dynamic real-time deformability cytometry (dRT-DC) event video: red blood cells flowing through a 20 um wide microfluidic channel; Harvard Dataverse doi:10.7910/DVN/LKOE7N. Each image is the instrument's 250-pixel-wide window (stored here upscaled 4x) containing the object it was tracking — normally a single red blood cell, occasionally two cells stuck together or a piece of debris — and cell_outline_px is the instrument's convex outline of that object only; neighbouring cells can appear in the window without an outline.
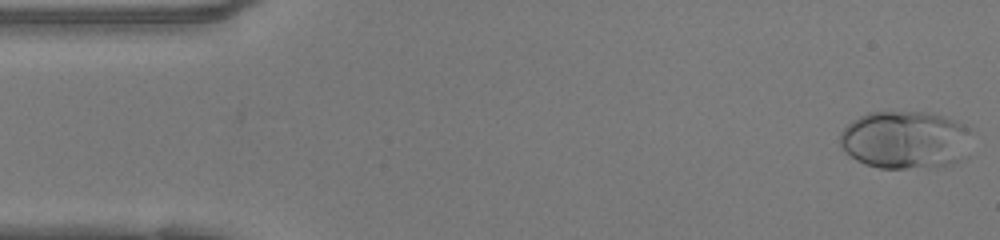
{"species": "human", "species_latin": "Homo sapiens", "temperature_condition": "warm", "stored_images_in_passage": 48, "camera_frame_rate_fps": 3000, "um_per_image_px": 0.085, "donor": {"sex": "female"}, "frame": {"image": 1, "passage_image": 1, "time_ms": 0.0, "image_size_px": [1000, 240], "cell_outline_px": [[972, 128], [960, 160], [952, 164], [904, 168], [880, 168], [864, 164], [856, 160], [840, 144], [840, 132], [852, 120], [868, 112], [928, 112], [956, 120]], "centroid_in_image_um": [76.91, 11.86], "position_along_channel_um": 8.1, "area_um2": 43.99}}
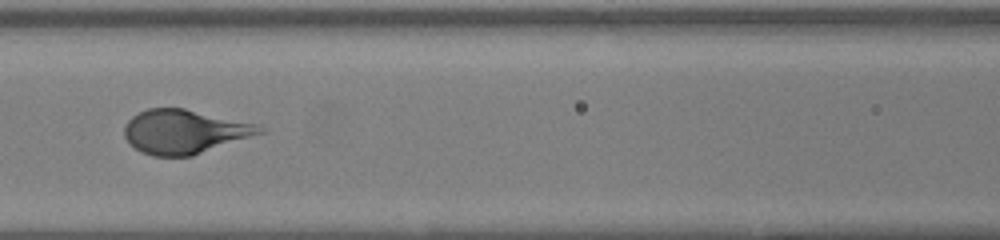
{"frame": {"image": 2, "passage_image": 20, "time_ms": 6.333, "image_size_px": [1000, 240], "cell_outline_px": [[264, 132], [192, 156], [152, 156], [128, 144], [124, 136], [124, 128], [128, 120], [132, 116], [148, 108], [184, 108], [260, 124]], "centroid_in_image_um": [15.66, 11.18], "position_along_channel_um": 150.9, "area_um2": 34.62}}
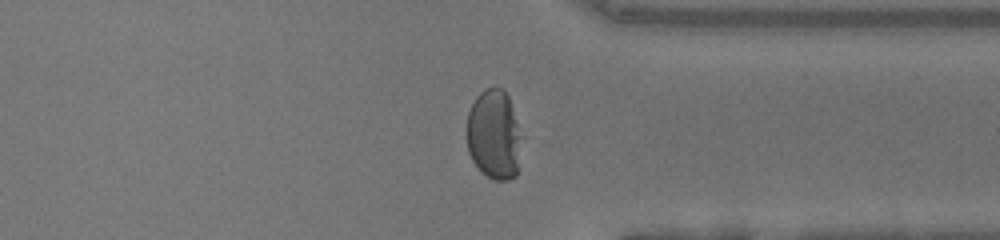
{"frame": {"image": 3, "passage_image": 36, "time_ms": 11.667, "image_size_px": [1000, 240], "cell_outline_px": [[524, 136], [516, 176], [508, 180], [492, 180], [480, 172], [476, 168], [468, 152], [464, 128], [468, 112], [476, 96], [484, 88], [504, 88], [508, 96]], "centroid_in_image_um": [41.99, 11.47], "position_along_channel_um": 369.4, "area_um2": 30.0}}